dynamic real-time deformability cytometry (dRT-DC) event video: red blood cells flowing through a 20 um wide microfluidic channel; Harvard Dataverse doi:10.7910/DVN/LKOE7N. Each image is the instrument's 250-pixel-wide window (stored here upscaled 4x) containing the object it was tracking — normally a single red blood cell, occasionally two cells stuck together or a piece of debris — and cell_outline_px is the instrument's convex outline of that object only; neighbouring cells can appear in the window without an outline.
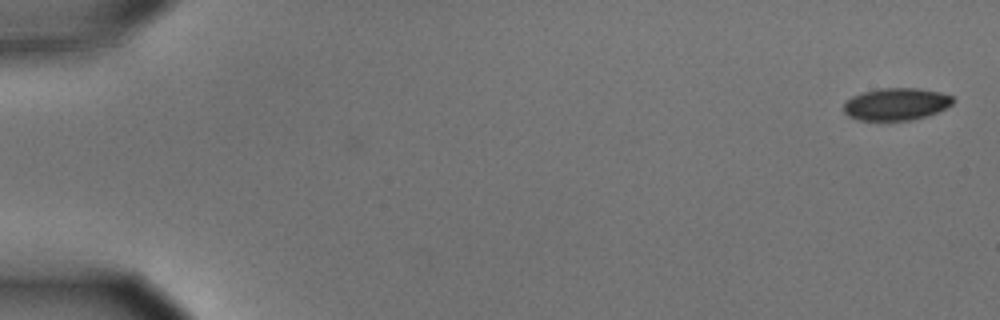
{"species": "common noctule bat (a hibernating species)", "species_latin": "Nyctalus noctula", "temperature_condition": "cold", "stored_images_in_passage": 5, "camera_frame_rate_fps": 3000, "um_per_image_px": 0.085, "animal": {"sex": "male", "body_mass_g": 15.6}, "frame": {"image": 1, "passage_image": 5, "time_ms": 1.333, "image_size_px": [1000, 320], "cell_outline_px": [[956, 100], [952, 104], [928, 116], [912, 120], [860, 120], [848, 116], [844, 112], [844, 104], [852, 96], [864, 92], [880, 88], [916, 88], [940, 92], [952, 96]], "centroid_in_image_um": [76.19, 8.85], "position_along_channel_um": 8.8, "area_um2": 20.46}}